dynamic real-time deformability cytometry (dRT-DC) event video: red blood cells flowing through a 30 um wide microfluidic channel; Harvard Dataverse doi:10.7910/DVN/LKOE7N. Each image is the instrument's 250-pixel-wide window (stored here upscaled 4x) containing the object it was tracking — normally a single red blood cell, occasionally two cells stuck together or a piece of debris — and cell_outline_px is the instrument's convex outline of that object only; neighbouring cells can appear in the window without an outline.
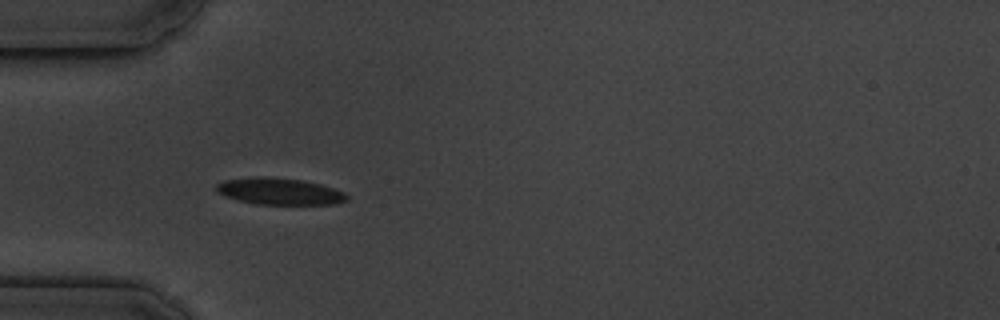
{"species": "common noctule bat (a hibernating species)", "species_latin": "Nyctalus noctula", "temperature_condition": "cold", "stored_images_in_passage": 17, "camera_frame_rate_fps": 3000, "um_per_image_px": 0.085, "animal": {"sex": "male", "body_mass_g": 19.5, "forearm_length_mm": 54.6}, "frame": {"image": 1, "passage_image": 6, "time_ms": 5.667, "image_size_px": [1000, 320], "cell_outline_px": [[348, 200], [336, 204], [256, 204], [236, 200], [224, 196], [216, 192], [216, 184], [224, 180], [252, 176], [264, 176], [304, 180], [320, 184], [344, 192], [348, 196]], "centroid_in_image_um": [23.72, 16.26], "position_along_channel_um": 61.3, "area_um2": 20.52}}
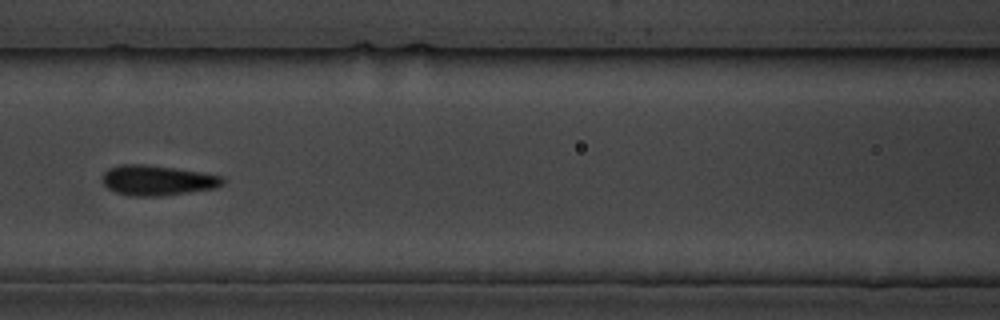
{"frame": {"image": 2, "passage_image": 8, "time_ms": 8.333, "image_size_px": [1000, 320], "cell_outline_px": [[224, 184], [216, 188], [160, 196], [132, 196], [116, 192], [108, 188], [104, 184], [100, 176], [108, 168], [120, 164], [144, 164], [176, 168], [224, 176]], "centroid_in_image_um": [13.36, 15.32], "position_along_channel_um": 153.2, "area_um2": 21.27}}
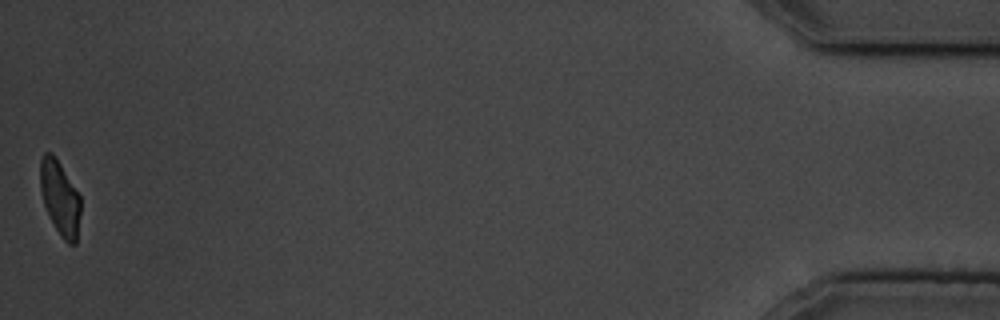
{"frame": {"image": 3, "passage_image": 17, "time_ms": 18.667, "image_size_px": [1000, 320], "cell_outline_px": [[80, 212], [76, 244], [68, 244], [60, 236], [44, 204], [40, 188], [40, 160], [44, 152], [52, 152], [60, 164], [80, 196]], "centroid_in_image_um": [5.09, 16.81], "position_along_channel_um": 430.1, "area_um2": 17.22}, "authors_computed_cell_mechanics": {"area_um2": 19.8832, "velocity_mm_per_s": 3.5644, "shape_relaxation_time_tau1_ms": 2.2891, "shape_relaxation_time_tau2_ms": null, "deformation_change_tau1": 0.0843, "deformation_change_tau2": null}}